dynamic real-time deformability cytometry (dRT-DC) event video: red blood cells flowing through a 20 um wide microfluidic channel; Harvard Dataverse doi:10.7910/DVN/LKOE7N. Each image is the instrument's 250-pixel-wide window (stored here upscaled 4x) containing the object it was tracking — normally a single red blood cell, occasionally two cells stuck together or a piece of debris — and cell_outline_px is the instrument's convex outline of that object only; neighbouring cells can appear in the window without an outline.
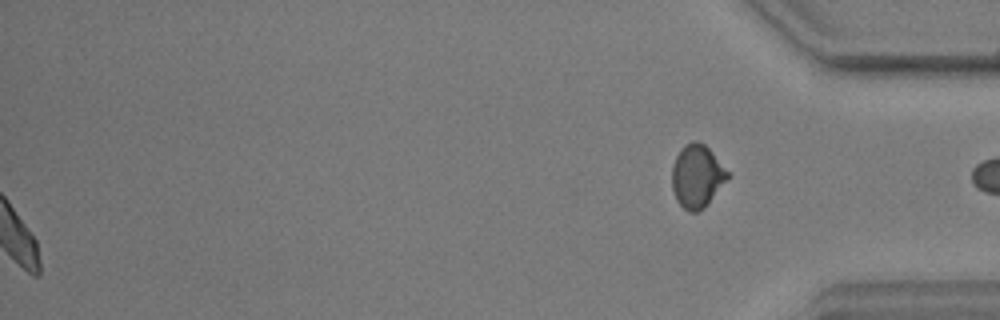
{"species": "common noctule bat (a hibernating species)", "species_latin": "Nyctalus noctula", "temperature_condition": "warm", "stored_images_in_passage": 45, "segment_of_instrument_passage": [2, 2], "camera_frame_rate_fps": 3000, "um_per_image_px": 0.085, "animal": {"sex": "male", "body_mass_g": 17.9, "forearm_length_mm": 54.2}, "frame": {"image": 1, "passage_image": 45, "time_ms": 14.667, "image_size_px": [1000, 320], "cell_outline_px": [[732, 176], [704, 208], [696, 212], [688, 212], [676, 200], [672, 188], [672, 164], [680, 148], [684, 144], [692, 140], [696, 140], [704, 144], [712, 152]], "centroid_in_image_um": [59.25, 14.97], "position_along_channel_um": 375.9, "area_um2": 20.75}}